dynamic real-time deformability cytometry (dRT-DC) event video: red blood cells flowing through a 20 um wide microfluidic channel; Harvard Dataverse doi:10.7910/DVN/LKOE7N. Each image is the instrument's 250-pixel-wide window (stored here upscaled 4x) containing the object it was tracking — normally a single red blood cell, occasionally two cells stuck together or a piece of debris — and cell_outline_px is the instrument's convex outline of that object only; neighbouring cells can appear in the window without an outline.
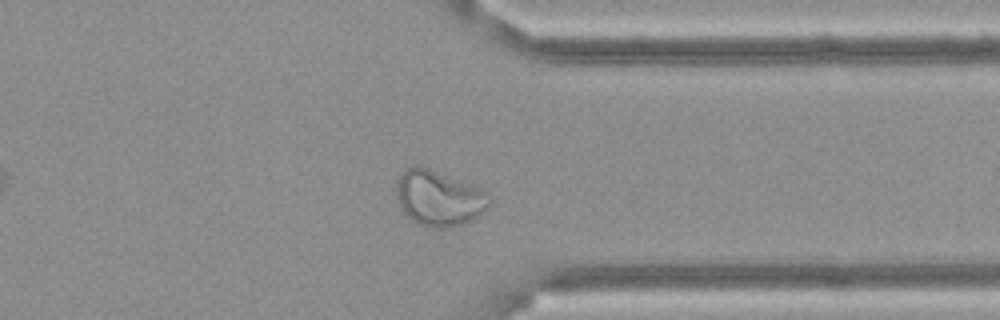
{"species": "Egyptian fruit bat (a non-hibernating species)", "species_latin": "Rousettus aegyptiacus", "temperature_condition": "cold", "stored_images_in_passage": 46, "camera_frame_rate_fps": 3000, "um_per_image_px": 0.085, "frame": {"image": 1, "passage_image": 34, "time_ms": 11.0, "image_size_px": [1000, 320], "cell_outline_px": [[492, 200], [488, 208], [476, 216], [460, 224], [444, 228], [428, 228], [412, 220], [404, 212], [400, 204], [396, 192], [396, 184], [404, 168], [428, 168], [480, 188], [488, 192]], "centroid_in_image_um": [37.32, 16.86], "position_along_channel_um": 374.1, "area_um2": 29.48}}
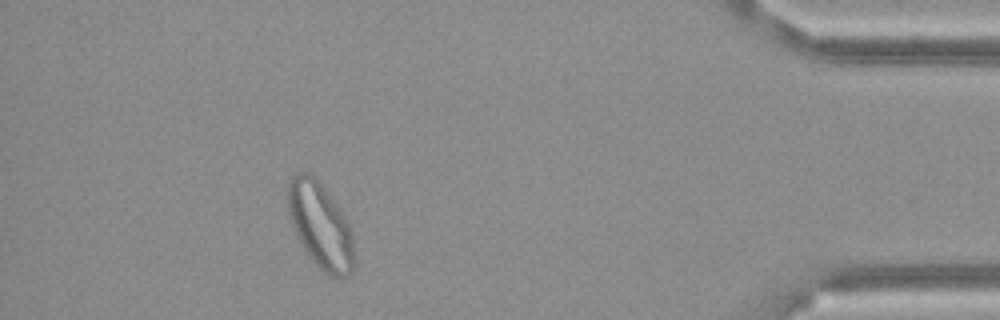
{"frame": {"image": 2, "passage_image": 41, "time_ms": 13.333, "image_size_px": [1000, 320], "cell_outline_px": [[356, 264], [352, 276], [340, 280], [328, 276], [312, 260], [304, 248], [292, 224], [288, 212], [288, 184], [292, 176], [296, 172], [308, 172], [320, 184], [340, 208], [348, 224], [352, 240], [356, 260]], "centroid_in_image_um": [27.28, 19.26], "position_along_channel_um": 407.9, "area_um2": 33.12}, "authors_computed_cell_mechanics": {"area_um2": 28.9289, "velocity_mm_per_s": 3.4787, "shape_relaxation_time_tau1_ms": null, "shape_relaxation_time_tau2_ms": 1.1764, "deformation_change_tau1": null, "deformation_change_tau2": 0.0783}}